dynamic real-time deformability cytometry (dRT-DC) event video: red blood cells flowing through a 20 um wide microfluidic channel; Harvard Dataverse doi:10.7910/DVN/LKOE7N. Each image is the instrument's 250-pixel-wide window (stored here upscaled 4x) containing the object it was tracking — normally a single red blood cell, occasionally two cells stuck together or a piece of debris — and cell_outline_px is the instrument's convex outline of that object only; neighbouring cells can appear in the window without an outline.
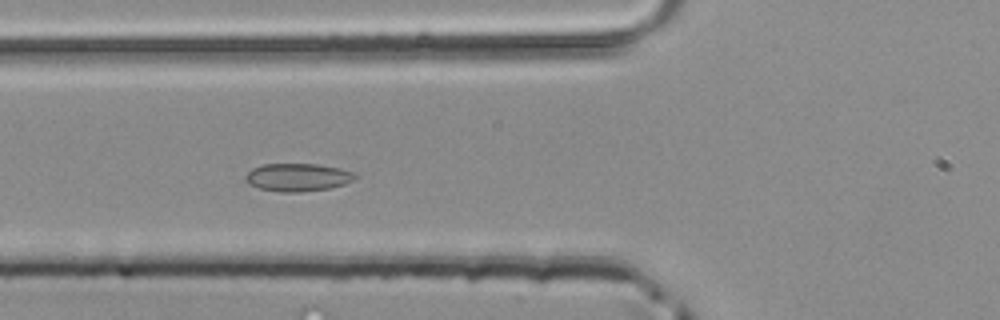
{"species": "common noctule bat (a hibernating species)", "species_latin": "Nyctalus noctula", "temperature_condition": "room temperature", "stored_images_in_passage": 45, "camera_frame_rate_fps": 3000, "um_per_image_px": 0.085, "animal": {"sex": "male", "body_mass_g": 20.4}, "frame": {"image": 1, "passage_image": 14, "time_ms": 4.333, "image_size_px": [1000, 320], "cell_outline_px": [[356, 176], [352, 180], [344, 184], [328, 188], [300, 192], [280, 192], [260, 188], [248, 184], [244, 180], [244, 176], [252, 168], [260, 164], [316, 164], [340, 168], [356, 172]], "centroid_in_image_um": [25.27, 15.06], "position_along_channel_um": 100.5, "area_um2": 17.86}}
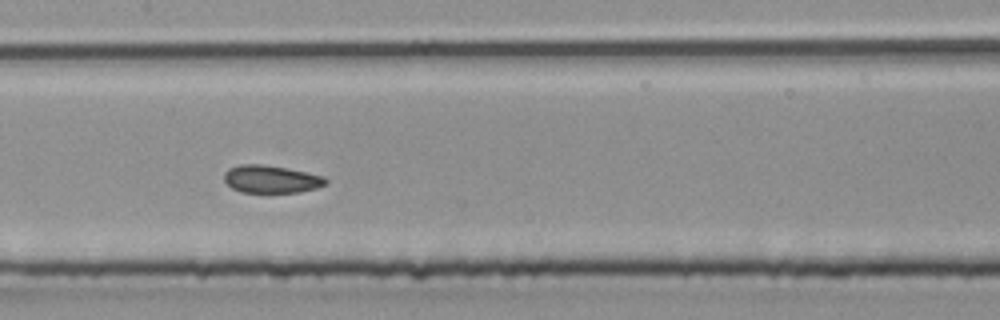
{"frame": {"image": 2, "passage_image": 20, "time_ms": 6.333, "image_size_px": [1000, 320], "cell_outline_px": [[328, 184], [316, 188], [300, 192], [268, 196], [240, 192], [232, 188], [224, 180], [224, 172], [228, 168], [240, 164], [260, 164], [284, 168], [324, 176], [328, 180]], "centroid_in_image_um": [23.03, 15.29], "position_along_channel_um": 184.4, "area_um2": 17.17}}
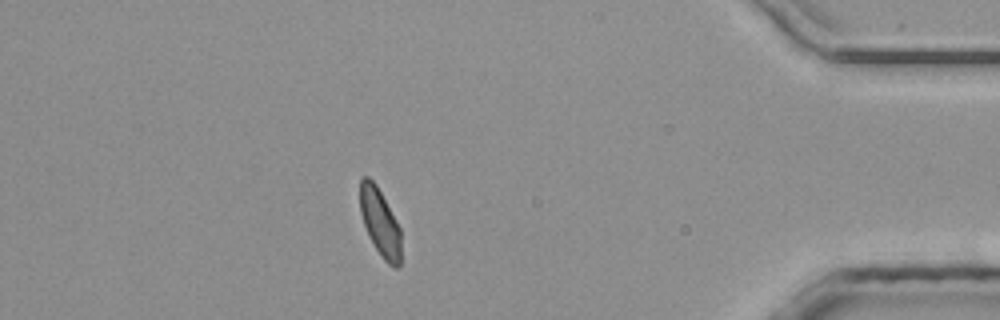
{"frame": {"image": 3, "passage_image": 39, "time_ms": 12.667, "image_size_px": [1000, 320], "cell_outline_px": [[400, 264], [396, 268], [388, 264], [380, 256], [364, 224], [360, 212], [360, 180], [364, 176], [368, 176], [376, 184], [396, 220], [400, 228]], "centroid_in_image_um": [32.3, 18.89], "position_along_channel_um": 402.9, "area_um2": 15.84}}